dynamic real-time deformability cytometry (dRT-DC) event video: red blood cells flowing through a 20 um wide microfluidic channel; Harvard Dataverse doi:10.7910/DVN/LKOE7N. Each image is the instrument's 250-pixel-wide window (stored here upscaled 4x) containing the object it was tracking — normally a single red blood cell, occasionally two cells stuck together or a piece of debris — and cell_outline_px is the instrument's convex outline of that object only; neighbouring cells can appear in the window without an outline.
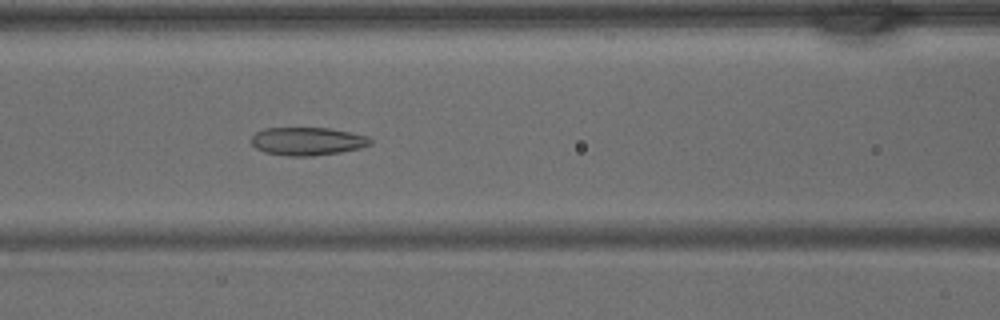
{"species": "common noctule bat (a hibernating species)", "species_latin": "Nyctalus noctula", "temperature_condition": "warm", "stored_images_in_passage": 40, "camera_frame_rate_fps": 3000, "um_per_image_px": 0.085, "animal": {"sex": "male", "body_mass_g": 15.6}, "frame": {"image": 1, "passage_image": 16, "time_ms": 5.0, "image_size_px": [1000, 320], "cell_outline_px": [[372, 144], [360, 148], [340, 152], [312, 156], [288, 156], [264, 152], [256, 148], [252, 144], [252, 136], [256, 132], [264, 128], [328, 128], [352, 132], [368, 136], [372, 140]], "centroid_in_image_um": [26.15, 12.0], "position_along_channel_um": 140.5, "area_um2": 19.54}}
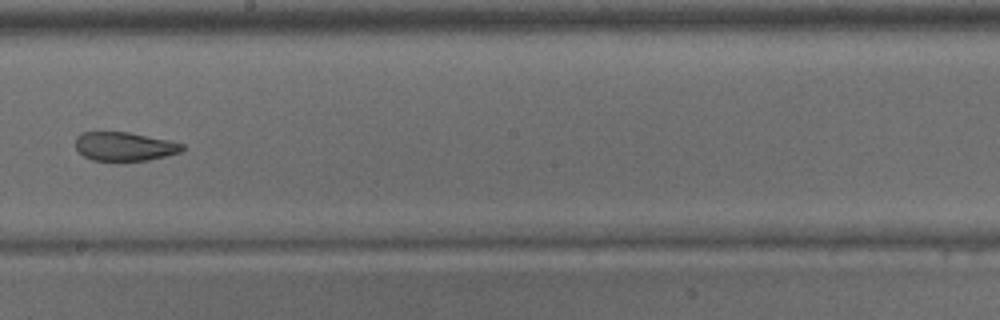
{"frame": {"image": 2, "passage_image": 22, "time_ms": 7.0, "image_size_px": [1000, 320], "cell_outline_px": [[184, 148], [180, 152], [148, 160], [92, 160], [84, 156], [76, 148], [76, 136], [80, 132], [128, 132], [168, 140], [184, 144]], "centroid_in_image_um": [10.56, 12.43], "position_along_channel_um": 237.6, "area_um2": 17.69}}
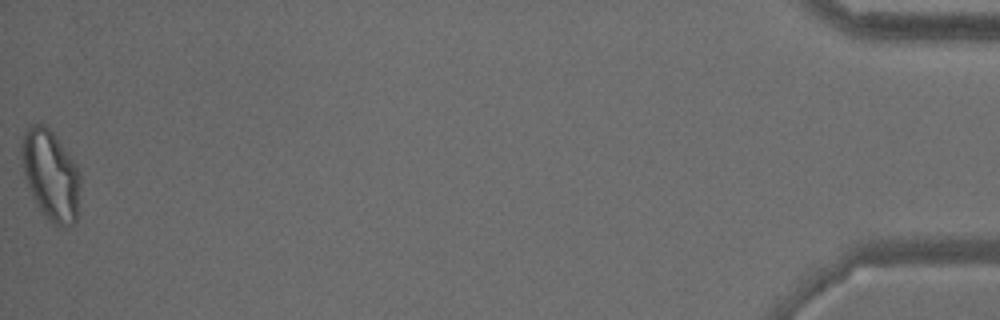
{"frame": {"image": 3, "passage_image": 40, "time_ms": 13.0, "image_size_px": [1000, 320], "cell_outline_px": [[80, 188], [76, 220], [72, 224], [64, 228], [60, 228], [52, 224], [36, 204], [32, 196], [24, 172], [20, 152], [24, 132], [32, 124], [40, 120], [52, 132], [76, 164], [80, 176]], "centroid_in_image_um": [4.31, 14.89], "position_along_channel_um": 430.9, "area_um2": 30.81}}